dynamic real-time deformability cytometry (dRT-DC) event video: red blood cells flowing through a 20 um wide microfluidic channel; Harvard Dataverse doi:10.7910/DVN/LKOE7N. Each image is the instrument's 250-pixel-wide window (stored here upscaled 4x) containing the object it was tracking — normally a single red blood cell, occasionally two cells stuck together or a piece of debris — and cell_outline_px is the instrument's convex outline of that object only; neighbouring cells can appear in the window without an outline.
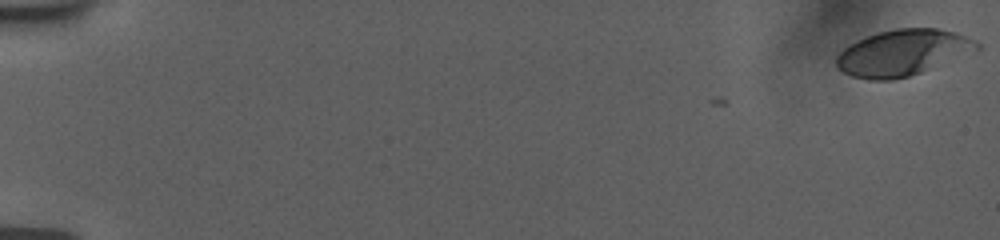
{"species": "human", "species_latin": "Homo sapiens", "temperature_condition": "room temperature", "stored_images_in_passage": 56, "camera_frame_rate_fps": 3000, "um_per_image_px": 0.085, "donor": {"sex": "female"}, "frame": {"image": 1, "passage_image": 1, "time_ms": 0.0, "image_size_px": [1000, 240], "cell_outline_px": [[980, 48], [920, 72], [908, 76], [892, 80], [868, 80], [852, 76], [844, 72], [836, 64], [836, 56], [844, 48], [868, 36], [880, 32], [896, 28], [936, 28], [956, 32], [976, 40], [980, 44]], "centroid_in_image_um": [76.72, 4.47], "position_along_channel_um": 8.3, "area_um2": 36.99}}
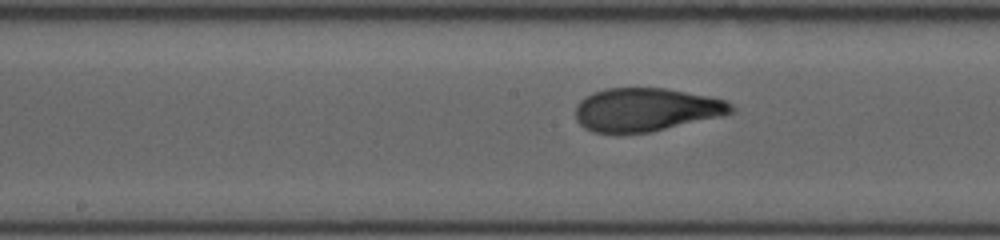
{"frame": {"image": 2, "passage_image": 31, "time_ms": 10.0, "image_size_px": [1000, 240], "cell_outline_px": [[736, 108], [732, 112], [724, 116], [648, 132], [616, 136], [592, 132], [584, 128], [576, 120], [576, 104], [584, 96], [592, 92], [604, 88], [664, 88], [708, 96], [724, 100], [732, 104]], "centroid_in_image_um": [54.85, 9.35], "position_along_channel_um": 193.3, "area_um2": 40.06}}
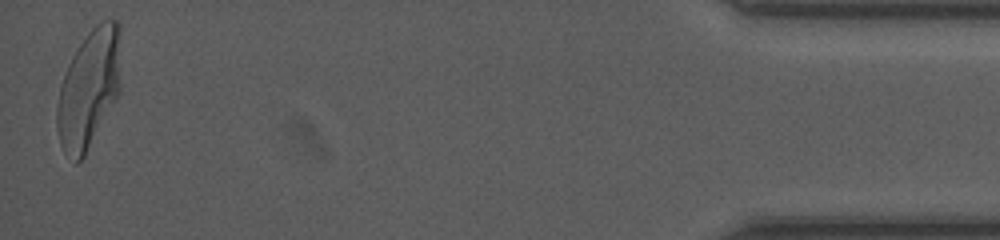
{"frame": {"image": 3, "passage_image": 56, "time_ms": 18.333, "image_size_px": [1000, 240], "cell_outline_px": [[120, 92], [116, 100], [84, 156], [76, 164], [64, 152], [60, 144], [56, 128], [56, 104], [60, 88], [68, 64], [72, 56], [88, 32], [96, 24], [104, 20], [116, 20], [120, 24]], "centroid_in_image_um": [7.56, 7.55], "position_along_channel_um": 427.6, "area_um2": 44.27}, "authors_computed_cell_mechanics": {"area_um2": 39.3329, "velocity_mm_per_s": 3.7515, "shape_relaxation_time_tau1_ms": 4.8067, "shape_relaxation_time_tau2_ms": 0.6786, "deformation_change_tau1": 0.214, "deformation_change_tau2": 0.0648}}